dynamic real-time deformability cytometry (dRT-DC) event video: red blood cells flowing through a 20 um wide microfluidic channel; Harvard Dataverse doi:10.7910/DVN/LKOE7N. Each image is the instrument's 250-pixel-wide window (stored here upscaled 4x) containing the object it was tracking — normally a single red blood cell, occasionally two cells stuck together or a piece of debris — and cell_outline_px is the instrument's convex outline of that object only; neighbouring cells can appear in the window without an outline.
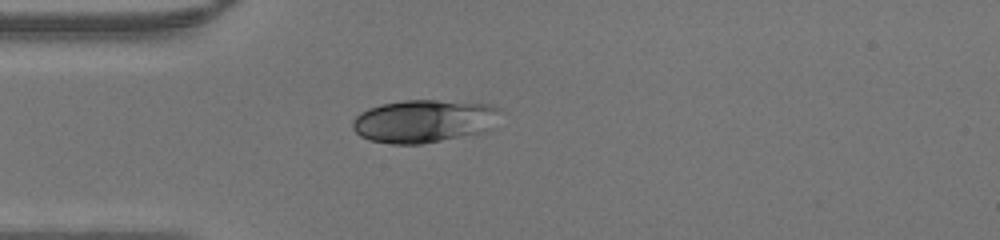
{"species": "human", "species_latin": "Homo sapiens", "temperature_condition": "warm", "stored_images_in_passage": 35, "camera_frame_rate_fps": 3000, "um_per_image_px": 0.085, "donor": {"sex": "male"}, "frame": {"image": 1, "passage_image": 1, "time_ms": 0.0, "image_size_px": [1000, 240], "cell_outline_px": [[504, 108], [492, 128], [488, 132], [420, 144], [392, 144], [368, 140], [360, 136], [352, 128], [352, 120], [360, 112], [368, 108], [380, 104], [404, 100], [436, 100], [492, 104]], "centroid_in_image_um": [36.08, 10.29], "position_along_channel_um": 48.9, "area_um2": 37.63}}
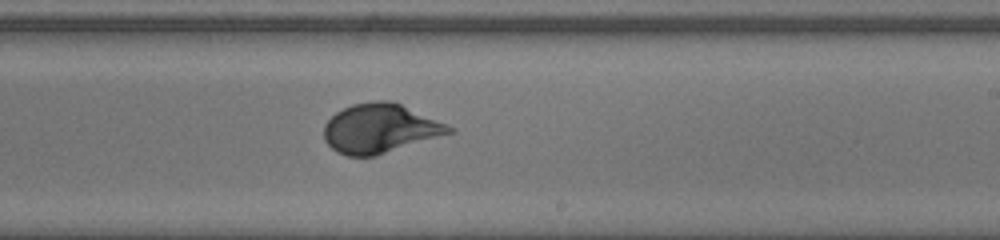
{"frame": {"image": 2, "passage_image": 16, "time_ms": 5.0, "image_size_px": [1000, 240], "cell_outline_px": [[456, 132], [376, 156], [348, 156], [336, 152], [324, 140], [324, 124], [336, 112], [352, 104], [376, 100], [392, 100], [456, 128]], "centroid_in_image_um": [32.32, 10.92], "position_along_channel_um": 256.7, "area_um2": 36.13}}
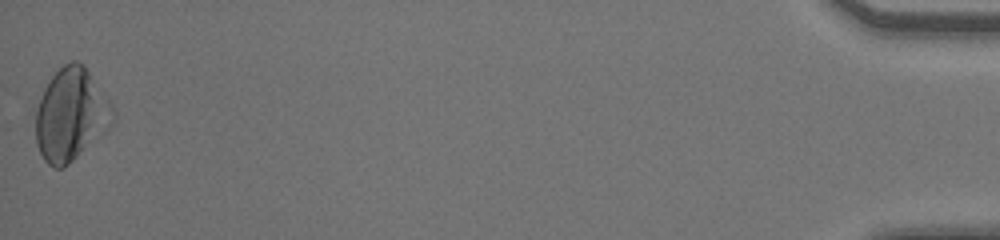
{"frame": {"image": 3, "passage_image": 35, "time_ms": 11.333, "image_size_px": [1000, 240], "cell_outline_px": [[92, 100], [88, 128], [84, 144], [76, 156], [64, 168], [56, 168], [48, 164], [44, 160], [36, 144], [36, 112], [44, 88], [52, 76], [64, 64], [72, 60], [76, 60], [84, 64], [88, 72]], "centroid_in_image_um": [5.44, 9.75], "position_along_channel_um": 429.8, "area_um2": 32.77}}